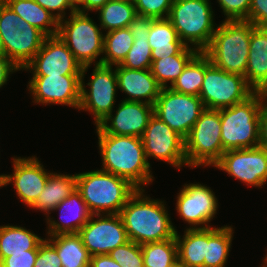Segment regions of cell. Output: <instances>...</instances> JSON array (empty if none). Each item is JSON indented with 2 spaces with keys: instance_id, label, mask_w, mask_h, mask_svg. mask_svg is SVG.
Returning <instances> with one entry per match:
<instances>
[{
  "instance_id": "cell-48",
  "label": "cell",
  "mask_w": 267,
  "mask_h": 267,
  "mask_svg": "<svg viewBox=\"0 0 267 267\" xmlns=\"http://www.w3.org/2000/svg\"><path fill=\"white\" fill-rule=\"evenodd\" d=\"M89 267H122L108 254L91 256Z\"/></svg>"
},
{
  "instance_id": "cell-20",
  "label": "cell",
  "mask_w": 267,
  "mask_h": 267,
  "mask_svg": "<svg viewBox=\"0 0 267 267\" xmlns=\"http://www.w3.org/2000/svg\"><path fill=\"white\" fill-rule=\"evenodd\" d=\"M13 163V174H1L2 185L6 186L13 182L17 196L31 207L44 189L50 173L45 171L36 157H14Z\"/></svg>"
},
{
  "instance_id": "cell-36",
  "label": "cell",
  "mask_w": 267,
  "mask_h": 267,
  "mask_svg": "<svg viewBox=\"0 0 267 267\" xmlns=\"http://www.w3.org/2000/svg\"><path fill=\"white\" fill-rule=\"evenodd\" d=\"M133 38L132 47L120 66L136 70L151 69L152 49L148 43V37Z\"/></svg>"
},
{
  "instance_id": "cell-8",
  "label": "cell",
  "mask_w": 267,
  "mask_h": 267,
  "mask_svg": "<svg viewBox=\"0 0 267 267\" xmlns=\"http://www.w3.org/2000/svg\"><path fill=\"white\" fill-rule=\"evenodd\" d=\"M187 166L215 165L225 150L221 142L220 109H205L184 138Z\"/></svg>"
},
{
  "instance_id": "cell-13",
  "label": "cell",
  "mask_w": 267,
  "mask_h": 267,
  "mask_svg": "<svg viewBox=\"0 0 267 267\" xmlns=\"http://www.w3.org/2000/svg\"><path fill=\"white\" fill-rule=\"evenodd\" d=\"M141 140L147 160L153 157L179 170L187 165L184 138L155 115L149 119Z\"/></svg>"
},
{
  "instance_id": "cell-14",
  "label": "cell",
  "mask_w": 267,
  "mask_h": 267,
  "mask_svg": "<svg viewBox=\"0 0 267 267\" xmlns=\"http://www.w3.org/2000/svg\"><path fill=\"white\" fill-rule=\"evenodd\" d=\"M78 234L91 256L109 254L129 241L119 214H92Z\"/></svg>"
},
{
  "instance_id": "cell-9",
  "label": "cell",
  "mask_w": 267,
  "mask_h": 267,
  "mask_svg": "<svg viewBox=\"0 0 267 267\" xmlns=\"http://www.w3.org/2000/svg\"><path fill=\"white\" fill-rule=\"evenodd\" d=\"M67 19L59 20L57 35L82 67L91 65L104 52L101 28L88 17V13L75 11Z\"/></svg>"
},
{
  "instance_id": "cell-7",
  "label": "cell",
  "mask_w": 267,
  "mask_h": 267,
  "mask_svg": "<svg viewBox=\"0 0 267 267\" xmlns=\"http://www.w3.org/2000/svg\"><path fill=\"white\" fill-rule=\"evenodd\" d=\"M0 35L5 55L19 68L33 59L47 37L0 0Z\"/></svg>"
},
{
  "instance_id": "cell-30",
  "label": "cell",
  "mask_w": 267,
  "mask_h": 267,
  "mask_svg": "<svg viewBox=\"0 0 267 267\" xmlns=\"http://www.w3.org/2000/svg\"><path fill=\"white\" fill-rule=\"evenodd\" d=\"M231 226L206 228L204 267H225L233 238Z\"/></svg>"
},
{
  "instance_id": "cell-35",
  "label": "cell",
  "mask_w": 267,
  "mask_h": 267,
  "mask_svg": "<svg viewBox=\"0 0 267 267\" xmlns=\"http://www.w3.org/2000/svg\"><path fill=\"white\" fill-rule=\"evenodd\" d=\"M145 267H173L178 263L176 238L141 245Z\"/></svg>"
},
{
  "instance_id": "cell-21",
  "label": "cell",
  "mask_w": 267,
  "mask_h": 267,
  "mask_svg": "<svg viewBox=\"0 0 267 267\" xmlns=\"http://www.w3.org/2000/svg\"><path fill=\"white\" fill-rule=\"evenodd\" d=\"M115 67L118 89L128 95L125 101L144 102L154 106L162 87L151 70L129 69L120 65Z\"/></svg>"
},
{
  "instance_id": "cell-26",
  "label": "cell",
  "mask_w": 267,
  "mask_h": 267,
  "mask_svg": "<svg viewBox=\"0 0 267 267\" xmlns=\"http://www.w3.org/2000/svg\"><path fill=\"white\" fill-rule=\"evenodd\" d=\"M46 240L56 249L62 267H89L91 255L78 233L57 234Z\"/></svg>"
},
{
  "instance_id": "cell-51",
  "label": "cell",
  "mask_w": 267,
  "mask_h": 267,
  "mask_svg": "<svg viewBox=\"0 0 267 267\" xmlns=\"http://www.w3.org/2000/svg\"><path fill=\"white\" fill-rule=\"evenodd\" d=\"M173 267H184L183 265H181L179 262L177 264H175Z\"/></svg>"
},
{
  "instance_id": "cell-55",
  "label": "cell",
  "mask_w": 267,
  "mask_h": 267,
  "mask_svg": "<svg viewBox=\"0 0 267 267\" xmlns=\"http://www.w3.org/2000/svg\"><path fill=\"white\" fill-rule=\"evenodd\" d=\"M75 4L79 1V0H72Z\"/></svg>"
},
{
  "instance_id": "cell-40",
  "label": "cell",
  "mask_w": 267,
  "mask_h": 267,
  "mask_svg": "<svg viewBox=\"0 0 267 267\" xmlns=\"http://www.w3.org/2000/svg\"><path fill=\"white\" fill-rule=\"evenodd\" d=\"M34 267H62L56 249L46 240L39 245Z\"/></svg>"
},
{
  "instance_id": "cell-27",
  "label": "cell",
  "mask_w": 267,
  "mask_h": 267,
  "mask_svg": "<svg viewBox=\"0 0 267 267\" xmlns=\"http://www.w3.org/2000/svg\"><path fill=\"white\" fill-rule=\"evenodd\" d=\"M40 236L26 228L13 225L0 226V262L12 254L38 250L44 241Z\"/></svg>"
},
{
  "instance_id": "cell-50",
  "label": "cell",
  "mask_w": 267,
  "mask_h": 267,
  "mask_svg": "<svg viewBox=\"0 0 267 267\" xmlns=\"http://www.w3.org/2000/svg\"><path fill=\"white\" fill-rule=\"evenodd\" d=\"M0 55H5V49L3 46L1 35H0Z\"/></svg>"
},
{
  "instance_id": "cell-49",
  "label": "cell",
  "mask_w": 267,
  "mask_h": 267,
  "mask_svg": "<svg viewBox=\"0 0 267 267\" xmlns=\"http://www.w3.org/2000/svg\"><path fill=\"white\" fill-rule=\"evenodd\" d=\"M262 101L265 105H267V84L259 91Z\"/></svg>"
},
{
  "instance_id": "cell-11",
  "label": "cell",
  "mask_w": 267,
  "mask_h": 267,
  "mask_svg": "<svg viewBox=\"0 0 267 267\" xmlns=\"http://www.w3.org/2000/svg\"><path fill=\"white\" fill-rule=\"evenodd\" d=\"M89 67L90 65L82 68L81 99L78 110L91 112L94 115L95 125L97 126L113 112L118 81L116 72L112 66L103 64L95 65L90 81L87 83L90 87L88 92L83 78Z\"/></svg>"
},
{
  "instance_id": "cell-12",
  "label": "cell",
  "mask_w": 267,
  "mask_h": 267,
  "mask_svg": "<svg viewBox=\"0 0 267 267\" xmlns=\"http://www.w3.org/2000/svg\"><path fill=\"white\" fill-rule=\"evenodd\" d=\"M204 110L199 96L179 93L169 87L161 88L154 104V115L183 138L189 134Z\"/></svg>"
},
{
  "instance_id": "cell-6",
  "label": "cell",
  "mask_w": 267,
  "mask_h": 267,
  "mask_svg": "<svg viewBox=\"0 0 267 267\" xmlns=\"http://www.w3.org/2000/svg\"><path fill=\"white\" fill-rule=\"evenodd\" d=\"M213 18L209 0H174L168 16L178 37L199 52L210 45L216 31Z\"/></svg>"
},
{
  "instance_id": "cell-17",
  "label": "cell",
  "mask_w": 267,
  "mask_h": 267,
  "mask_svg": "<svg viewBox=\"0 0 267 267\" xmlns=\"http://www.w3.org/2000/svg\"><path fill=\"white\" fill-rule=\"evenodd\" d=\"M28 86L34 103L61 104L79 108L81 75L33 76Z\"/></svg>"
},
{
  "instance_id": "cell-34",
  "label": "cell",
  "mask_w": 267,
  "mask_h": 267,
  "mask_svg": "<svg viewBox=\"0 0 267 267\" xmlns=\"http://www.w3.org/2000/svg\"><path fill=\"white\" fill-rule=\"evenodd\" d=\"M205 76V53L198 52L183 69L182 74L169 86L186 95L199 96Z\"/></svg>"
},
{
  "instance_id": "cell-4",
  "label": "cell",
  "mask_w": 267,
  "mask_h": 267,
  "mask_svg": "<svg viewBox=\"0 0 267 267\" xmlns=\"http://www.w3.org/2000/svg\"><path fill=\"white\" fill-rule=\"evenodd\" d=\"M76 189L92 214H119L137 190L127 179L101 169L76 174Z\"/></svg>"
},
{
  "instance_id": "cell-45",
  "label": "cell",
  "mask_w": 267,
  "mask_h": 267,
  "mask_svg": "<svg viewBox=\"0 0 267 267\" xmlns=\"http://www.w3.org/2000/svg\"><path fill=\"white\" fill-rule=\"evenodd\" d=\"M259 147L267 152V105L263 102L259 113Z\"/></svg>"
},
{
  "instance_id": "cell-18",
  "label": "cell",
  "mask_w": 267,
  "mask_h": 267,
  "mask_svg": "<svg viewBox=\"0 0 267 267\" xmlns=\"http://www.w3.org/2000/svg\"><path fill=\"white\" fill-rule=\"evenodd\" d=\"M183 186L177 195L176 202V210L181 218L192 225L189 227L192 229L211 227L207 224L214 218L218 208L214 192L210 187L198 183Z\"/></svg>"
},
{
  "instance_id": "cell-1",
  "label": "cell",
  "mask_w": 267,
  "mask_h": 267,
  "mask_svg": "<svg viewBox=\"0 0 267 267\" xmlns=\"http://www.w3.org/2000/svg\"><path fill=\"white\" fill-rule=\"evenodd\" d=\"M96 131L103 162L101 170L127 179L137 189L153 181L141 138L105 134L97 126Z\"/></svg>"
},
{
  "instance_id": "cell-28",
  "label": "cell",
  "mask_w": 267,
  "mask_h": 267,
  "mask_svg": "<svg viewBox=\"0 0 267 267\" xmlns=\"http://www.w3.org/2000/svg\"><path fill=\"white\" fill-rule=\"evenodd\" d=\"M178 262L184 267H204L206 228H187L183 238L176 231Z\"/></svg>"
},
{
  "instance_id": "cell-46",
  "label": "cell",
  "mask_w": 267,
  "mask_h": 267,
  "mask_svg": "<svg viewBox=\"0 0 267 267\" xmlns=\"http://www.w3.org/2000/svg\"><path fill=\"white\" fill-rule=\"evenodd\" d=\"M18 70L19 68L6 55H0V88L7 84L10 73Z\"/></svg>"
},
{
  "instance_id": "cell-33",
  "label": "cell",
  "mask_w": 267,
  "mask_h": 267,
  "mask_svg": "<svg viewBox=\"0 0 267 267\" xmlns=\"http://www.w3.org/2000/svg\"><path fill=\"white\" fill-rule=\"evenodd\" d=\"M100 28L106 32L127 28L137 15L133 2L109 0L99 10Z\"/></svg>"
},
{
  "instance_id": "cell-15",
  "label": "cell",
  "mask_w": 267,
  "mask_h": 267,
  "mask_svg": "<svg viewBox=\"0 0 267 267\" xmlns=\"http://www.w3.org/2000/svg\"><path fill=\"white\" fill-rule=\"evenodd\" d=\"M214 167L247 185L262 187L267 182V152L259 146L227 150Z\"/></svg>"
},
{
  "instance_id": "cell-54",
  "label": "cell",
  "mask_w": 267,
  "mask_h": 267,
  "mask_svg": "<svg viewBox=\"0 0 267 267\" xmlns=\"http://www.w3.org/2000/svg\"><path fill=\"white\" fill-rule=\"evenodd\" d=\"M120 1L133 2V0H120Z\"/></svg>"
},
{
  "instance_id": "cell-25",
  "label": "cell",
  "mask_w": 267,
  "mask_h": 267,
  "mask_svg": "<svg viewBox=\"0 0 267 267\" xmlns=\"http://www.w3.org/2000/svg\"><path fill=\"white\" fill-rule=\"evenodd\" d=\"M74 190H76V174L50 173L44 189L30 208L44 211L49 215V212L53 211Z\"/></svg>"
},
{
  "instance_id": "cell-16",
  "label": "cell",
  "mask_w": 267,
  "mask_h": 267,
  "mask_svg": "<svg viewBox=\"0 0 267 267\" xmlns=\"http://www.w3.org/2000/svg\"><path fill=\"white\" fill-rule=\"evenodd\" d=\"M82 65L76 60L61 38L47 36L40 50L23 70H32L33 76L81 75Z\"/></svg>"
},
{
  "instance_id": "cell-10",
  "label": "cell",
  "mask_w": 267,
  "mask_h": 267,
  "mask_svg": "<svg viewBox=\"0 0 267 267\" xmlns=\"http://www.w3.org/2000/svg\"><path fill=\"white\" fill-rule=\"evenodd\" d=\"M254 92L245 77L217 68L205 54V76L199 94L205 109L231 107L245 101Z\"/></svg>"
},
{
  "instance_id": "cell-52",
  "label": "cell",
  "mask_w": 267,
  "mask_h": 267,
  "mask_svg": "<svg viewBox=\"0 0 267 267\" xmlns=\"http://www.w3.org/2000/svg\"><path fill=\"white\" fill-rule=\"evenodd\" d=\"M264 261H265V262H264L265 264H264V265H262V266H263V267H267V259H266V258H264Z\"/></svg>"
},
{
  "instance_id": "cell-22",
  "label": "cell",
  "mask_w": 267,
  "mask_h": 267,
  "mask_svg": "<svg viewBox=\"0 0 267 267\" xmlns=\"http://www.w3.org/2000/svg\"><path fill=\"white\" fill-rule=\"evenodd\" d=\"M55 210L60 211L61 221H54L50 217L46 219L49 225L48 236L78 233L92 216L87 204L82 199L81 193L77 189L58 204ZM65 214H68L70 218H65L67 217Z\"/></svg>"
},
{
  "instance_id": "cell-24",
  "label": "cell",
  "mask_w": 267,
  "mask_h": 267,
  "mask_svg": "<svg viewBox=\"0 0 267 267\" xmlns=\"http://www.w3.org/2000/svg\"><path fill=\"white\" fill-rule=\"evenodd\" d=\"M148 43L152 49V62L178 55L187 45L178 37L168 18L154 19L149 29Z\"/></svg>"
},
{
  "instance_id": "cell-39",
  "label": "cell",
  "mask_w": 267,
  "mask_h": 267,
  "mask_svg": "<svg viewBox=\"0 0 267 267\" xmlns=\"http://www.w3.org/2000/svg\"><path fill=\"white\" fill-rule=\"evenodd\" d=\"M226 16V21L246 20L251 0H217Z\"/></svg>"
},
{
  "instance_id": "cell-37",
  "label": "cell",
  "mask_w": 267,
  "mask_h": 267,
  "mask_svg": "<svg viewBox=\"0 0 267 267\" xmlns=\"http://www.w3.org/2000/svg\"><path fill=\"white\" fill-rule=\"evenodd\" d=\"M108 255L122 267H145L141 245L130 240L116 247Z\"/></svg>"
},
{
  "instance_id": "cell-2",
  "label": "cell",
  "mask_w": 267,
  "mask_h": 267,
  "mask_svg": "<svg viewBox=\"0 0 267 267\" xmlns=\"http://www.w3.org/2000/svg\"><path fill=\"white\" fill-rule=\"evenodd\" d=\"M137 189L119 215L127 237L139 245L175 238L176 229L169 218L164 201L154 200Z\"/></svg>"
},
{
  "instance_id": "cell-32",
  "label": "cell",
  "mask_w": 267,
  "mask_h": 267,
  "mask_svg": "<svg viewBox=\"0 0 267 267\" xmlns=\"http://www.w3.org/2000/svg\"><path fill=\"white\" fill-rule=\"evenodd\" d=\"M134 38L130 29L121 28L107 32L104 35V54L95 65H120L132 47Z\"/></svg>"
},
{
  "instance_id": "cell-29",
  "label": "cell",
  "mask_w": 267,
  "mask_h": 267,
  "mask_svg": "<svg viewBox=\"0 0 267 267\" xmlns=\"http://www.w3.org/2000/svg\"><path fill=\"white\" fill-rule=\"evenodd\" d=\"M17 15L46 36H56L59 21L34 0H3ZM52 26V27H51Z\"/></svg>"
},
{
  "instance_id": "cell-43",
  "label": "cell",
  "mask_w": 267,
  "mask_h": 267,
  "mask_svg": "<svg viewBox=\"0 0 267 267\" xmlns=\"http://www.w3.org/2000/svg\"><path fill=\"white\" fill-rule=\"evenodd\" d=\"M38 250H28L26 253L12 254L0 262V267H34Z\"/></svg>"
},
{
  "instance_id": "cell-23",
  "label": "cell",
  "mask_w": 267,
  "mask_h": 267,
  "mask_svg": "<svg viewBox=\"0 0 267 267\" xmlns=\"http://www.w3.org/2000/svg\"><path fill=\"white\" fill-rule=\"evenodd\" d=\"M249 46L245 80L259 92L267 84V28L254 27Z\"/></svg>"
},
{
  "instance_id": "cell-47",
  "label": "cell",
  "mask_w": 267,
  "mask_h": 267,
  "mask_svg": "<svg viewBox=\"0 0 267 267\" xmlns=\"http://www.w3.org/2000/svg\"><path fill=\"white\" fill-rule=\"evenodd\" d=\"M109 0H79L76 3L78 12L86 13V11H98Z\"/></svg>"
},
{
  "instance_id": "cell-19",
  "label": "cell",
  "mask_w": 267,
  "mask_h": 267,
  "mask_svg": "<svg viewBox=\"0 0 267 267\" xmlns=\"http://www.w3.org/2000/svg\"><path fill=\"white\" fill-rule=\"evenodd\" d=\"M112 114L97 125L103 133L141 138L149 119L154 115V106L144 102L121 100L116 114Z\"/></svg>"
},
{
  "instance_id": "cell-44",
  "label": "cell",
  "mask_w": 267,
  "mask_h": 267,
  "mask_svg": "<svg viewBox=\"0 0 267 267\" xmlns=\"http://www.w3.org/2000/svg\"><path fill=\"white\" fill-rule=\"evenodd\" d=\"M153 21V18L137 14L133 21L129 24L128 28L130 29L133 37H148L149 29Z\"/></svg>"
},
{
  "instance_id": "cell-3",
  "label": "cell",
  "mask_w": 267,
  "mask_h": 267,
  "mask_svg": "<svg viewBox=\"0 0 267 267\" xmlns=\"http://www.w3.org/2000/svg\"><path fill=\"white\" fill-rule=\"evenodd\" d=\"M254 27L246 20H224L217 26L210 45L203 52L217 68L245 77Z\"/></svg>"
},
{
  "instance_id": "cell-5",
  "label": "cell",
  "mask_w": 267,
  "mask_h": 267,
  "mask_svg": "<svg viewBox=\"0 0 267 267\" xmlns=\"http://www.w3.org/2000/svg\"><path fill=\"white\" fill-rule=\"evenodd\" d=\"M262 97L254 92L245 101L220 109L221 142L225 151L259 146Z\"/></svg>"
},
{
  "instance_id": "cell-41",
  "label": "cell",
  "mask_w": 267,
  "mask_h": 267,
  "mask_svg": "<svg viewBox=\"0 0 267 267\" xmlns=\"http://www.w3.org/2000/svg\"><path fill=\"white\" fill-rule=\"evenodd\" d=\"M37 2L40 6H42L44 9L49 11L51 14H53L57 20L64 19L65 16V10L69 9L71 10V14L76 9V4L72 0H34ZM57 11V14L54 12Z\"/></svg>"
},
{
  "instance_id": "cell-53",
  "label": "cell",
  "mask_w": 267,
  "mask_h": 267,
  "mask_svg": "<svg viewBox=\"0 0 267 267\" xmlns=\"http://www.w3.org/2000/svg\"><path fill=\"white\" fill-rule=\"evenodd\" d=\"M3 187L2 185V176L0 175V188Z\"/></svg>"
},
{
  "instance_id": "cell-31",
  "label": "cell",
  "mask_w": 267,
  "mask_h": 267,
  "mask_svg": "<svg viewBox=\"0 0 267 267\" xmlns=\"http://www.w3.org/2000/svg\"><path fill=\"white\" fill-rule=\"evenodd\" d=\"M199 51L190 46H186L178 55L165 57L164 59H157L152 62L151 72L156 78L157 83L162 87H168L167 82L170 81L172 85L176 79L182 74L183 69L188 62Z\"/></svg>"
},
{
  "instance_id": "cell-38",
  "label": "cell",
  "mask_w": 267,
  "mask_h": 267,
  "mask_svg": "<svg viewBox=\"0 0 267 267\" xmlns=\"http://www.w3.org/2000/svg\"><path fill=\"white\" fill-rule=\"evenodd\" d=\"M173 2L174 0H133L138 15L153 19L168 18Z\"/></svg>"
},
{
  "instance_id": "cell-42",
  "label": "cell",
  "mask_w": 267,
  "mask_h": 267,
  "mask_svg": "<svg viewBox=\"0 0 267 267\" xmlns=\"http://www.w3.org/2000/svg\"><path fill=\"white\" fill-rule=\"evenodd\" d=\"M247 21L255 27L267 28V0H251Z\"/></svg>"
}]
</instances>
